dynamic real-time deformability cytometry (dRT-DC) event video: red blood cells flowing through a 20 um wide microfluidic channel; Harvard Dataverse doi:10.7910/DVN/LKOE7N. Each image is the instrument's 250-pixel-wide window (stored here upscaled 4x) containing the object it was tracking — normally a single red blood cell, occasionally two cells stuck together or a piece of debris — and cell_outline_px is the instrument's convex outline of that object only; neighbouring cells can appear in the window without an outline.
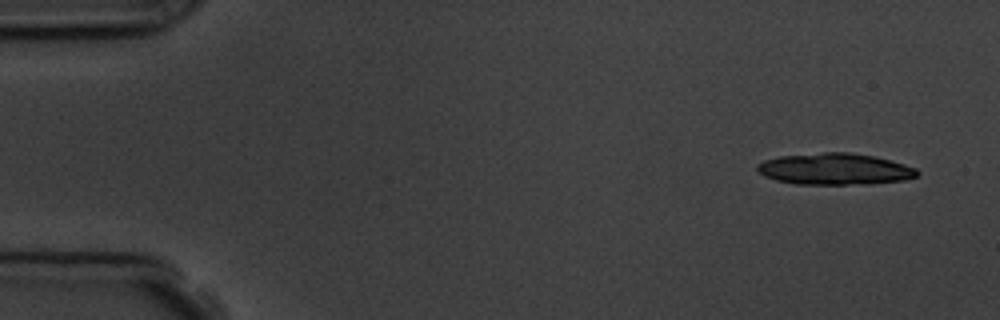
{"species": "common noctule bat (a hibernating species)", "species_latin": "Nyctalus noctula", "temperature_condition": "room temperature", "stored_images_in_passage": 9, "camera_frame_rate_fps": 3000, "um_per_image_px": 0.085, "animal": {"sex": "male", "body_mass_g": 19.5, "forearm_length_mm": 54.6}, "frame": {"image": 1, "passage_image": 1, "time_ms": 0.0, "image_size_px": [1000, 320], "cell_outline_px": [[920, 172], [916, 176], [904, 180], [872, 184], [796, 184], [776, 180], [764, 176], [756, 168], [756, 164], [764, 160], [780, 156], [824, 152], [848, 152], [876, 156], [904, 164], [916, 168]], "centroid_in_image_um": [70.97, 14.37], "position_along_channel_um": 14.0, "area_um2": 29.48}}